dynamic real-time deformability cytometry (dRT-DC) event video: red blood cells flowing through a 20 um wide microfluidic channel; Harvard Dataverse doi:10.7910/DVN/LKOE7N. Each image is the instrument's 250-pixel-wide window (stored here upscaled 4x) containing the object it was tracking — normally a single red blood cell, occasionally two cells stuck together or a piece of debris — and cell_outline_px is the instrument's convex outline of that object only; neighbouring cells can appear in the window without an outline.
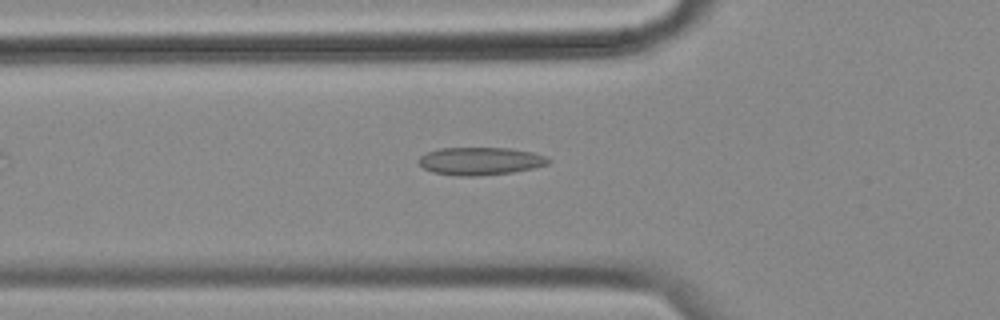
{"species": "common noctule bat (a hibernating species)", "species_latin": "Nyctalus noctula", "temperature_condition": "cold", "stored_images_in_passage": 48, "camera_frame_rate_fps": 3000, "um_per_image_px": 0.085, "animal": {"sex": "female", "body_mass_g": 18.4}, "frame": {"image": 1, "passage_image": 10, "time_ms": 3.0, "image_size_px": [1000, 320], "cell_outline_px": [[552, 160], [548, 164], [532, 168], [512, 172], [476, 176], [460, 176], [432, 172], [424, 168], [420, 164], [420, 156], [428, 152], [440, 148], [508, 148], [532, 152], [544, 156]], "centroid_in_image_um": [40.83, 13.69], "position_along_channel_um": 85.0, "area_um2": 20.75}}
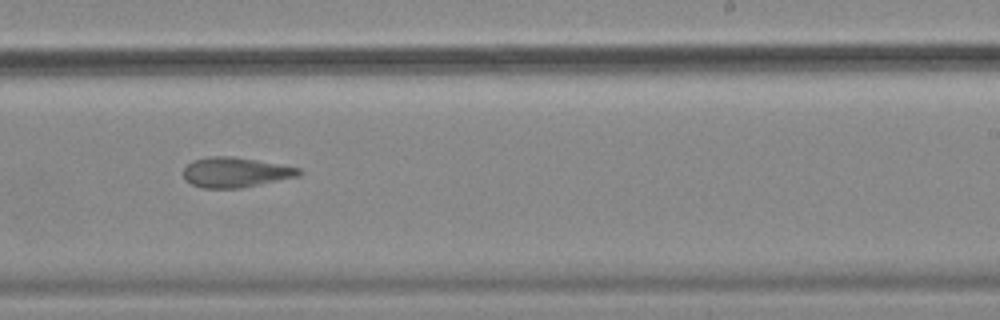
{"frame": {"image": 2, "passage_image": 26, "time_ms": 8.333, "image_size_px": [1000, 320], "cell_outline_px": [[304, 172], [300, 176], [240, 188], [200, 188], [184, 180], [184, 168], [192, 160], [212, 156], [232, 156], [256, 160], [300, 168]], "centroid_in_image_um": [20.01, 14.65], "position_along_channel_um": 269.0, "area_um2": 20.23}}
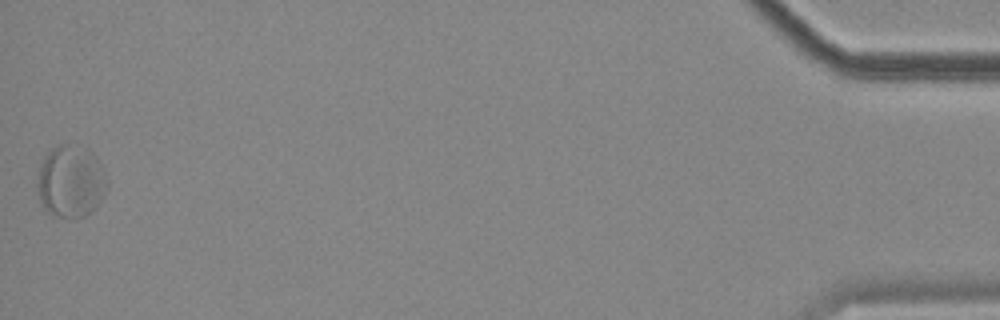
{"frame": {"image": 3, "passage_image": 48, "time_ms": 15.667, "image_size_px": [1000, 320], "cell_outline_px": [[108, 188], [104, 196], [96, 208], [92, 212], [84, 216], [72, 220], [52, 216], [44, 212], [36, 188], [36, 184], [40, 168], [44, 156], [52, 148], [60, 144], [64, 144], [88, 148], [96, 156], [108, 180]], "centroid_in_image_um": [6.02, 15.48], "position_along_channel_um": 429.2, "area_um2": 30.17}, "authors_computed_cell_mechanics": {"area_um2": 21.4149, "velocity_mm_per_s": 3.4519, "shape_relaxation_time_tau1_ms": null, "shape_relaxation_time_tau2_ms": 2.104, "deformation_change_tau1": null, "deformation_change_tau2": 0.0888}}